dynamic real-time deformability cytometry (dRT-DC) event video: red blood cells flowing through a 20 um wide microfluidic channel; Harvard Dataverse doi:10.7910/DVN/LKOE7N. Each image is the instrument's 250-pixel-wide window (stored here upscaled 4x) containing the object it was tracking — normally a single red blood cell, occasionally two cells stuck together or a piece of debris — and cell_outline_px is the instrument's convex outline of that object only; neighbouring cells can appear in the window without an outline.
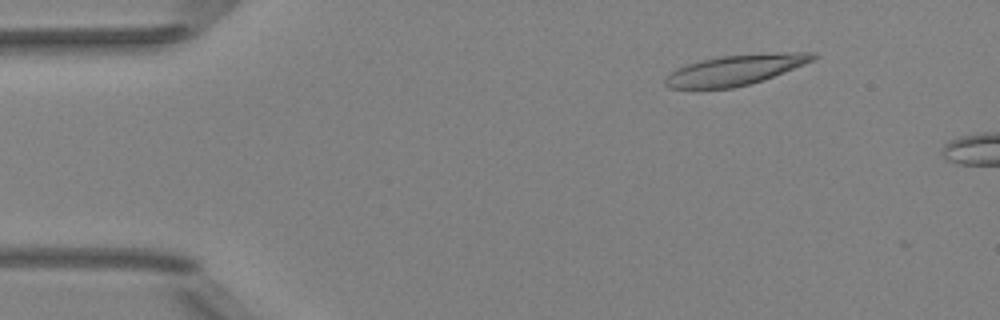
{"species": "Egyptian fruit bat (a non-hibernating species)", "species_latin": "Rousettus aegyptiacus", "temperature_condition": "room temperature", "stored_images_in_passage": 2, "camera_frame_rate_fps": 3000, "um_per_image_px": 0.085, "animal": {"sex": "female"}, "frame": {"image": 1, "passage_image": 1, "time_ms": 0.0, "image_size_px": [1000, 320], "cell_outline_px": [[816, 56], [812, 60], [804, 64], [764, 80], [732, 88], [668, 88], [664, 84], [664, 76], [676, 68], [684, 64], [700, 60], [720, 56], [788, 52], [816, 52]], "centroid_in_image_um": [62.44, 5.94], "position_along_channel_um": 22.6, "area_um2": 26.01}}